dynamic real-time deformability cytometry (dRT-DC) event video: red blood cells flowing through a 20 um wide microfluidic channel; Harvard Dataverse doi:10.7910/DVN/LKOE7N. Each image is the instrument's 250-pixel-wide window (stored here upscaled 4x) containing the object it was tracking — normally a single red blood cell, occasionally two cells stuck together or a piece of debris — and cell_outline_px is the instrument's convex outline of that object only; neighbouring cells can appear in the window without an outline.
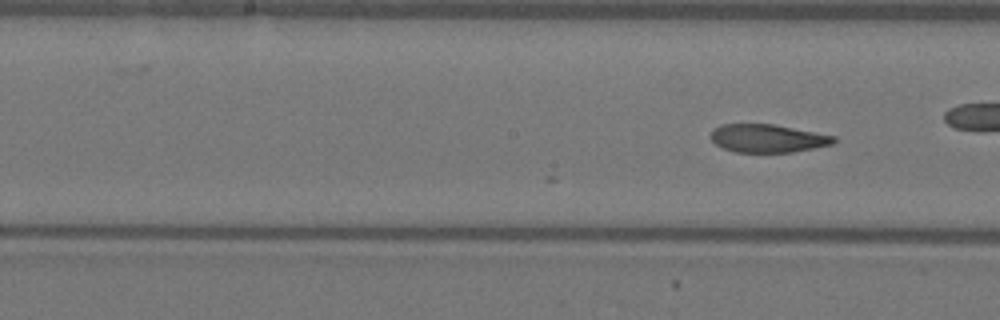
{"species": "Egyptian fruit bat (a non-hibernating species)", "species_latin": "Rousettus aegyptiacus", "temperature_condition": "warm", "stored_images_in_passage": 11, "camera_frame_rate_fps": 3000, "um_per_image_px": 0.085, "animal": {"sex": "female"}, "frame": {"image": 1, "passage_image": 11, "time_ms": 3.333, "image_size_px": [1000, 320], "cell_outline_px": [[836, 140], [832, 144], [792, 152], [736, 152], [724, 148], [716, 144], [712, 140], [712, 132], [720, 124], [772, 124], [836, 136]], "centroid_in_image_um": [65.26, 11.76], "position_along_channel_um": 182.9, "area_um2": 19.83}}